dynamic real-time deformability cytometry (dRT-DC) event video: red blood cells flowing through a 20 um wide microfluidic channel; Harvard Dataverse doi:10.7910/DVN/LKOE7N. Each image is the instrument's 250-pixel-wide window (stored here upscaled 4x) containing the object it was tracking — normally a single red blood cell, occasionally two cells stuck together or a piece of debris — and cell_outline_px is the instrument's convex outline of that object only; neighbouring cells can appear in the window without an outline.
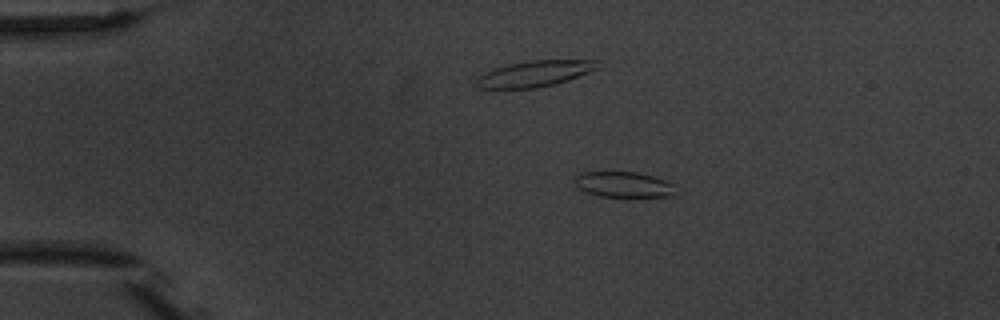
{"species": "common noctule bat (a hibernating species)", "species_latin": "Nyctalus noctula", "temperature_condition": "warm", "stored_images_in_passage": 7, "camera_frame_rate_fps": 3000, "um_per_image_px": 0.085, "animal": {"sex": "male", "body_mass_g": 20.1, "forearm_length_mm": 53.5}, "frame": {"image": 1, "passage_image": 2, "time_ms": 1.333, "image_size_px": [1000, 320], "cell_outline_px": [[676, 184], [672, 196], [600, 196], [584, 192], [576, 184], [576, 176], [580, 172], [636, 172], [652, 176]], "centroid_in_image_um": [53.0, 15.68], "position_along_channel_um": 32.0, "area_um2": 14.8}}
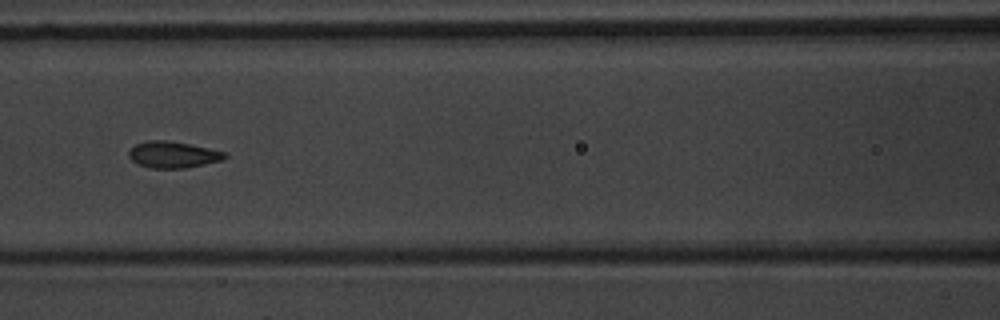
{"frame": {"image": 2, "passage_image": 6, "time_ms": 6.0, "image_size_px": [1000, 320], "cell_outline_px": [[228, 156], [220, 160], [184, 168], [148, 168], [132, 160], [128, 156], [128, 152], [136, 144], [148, 140], [168, 140], [228, 152]], "centroid_in_image_um": [14.69, 13.14], "position_along_channel_um": 151.9, "area_um2": 14.62}}
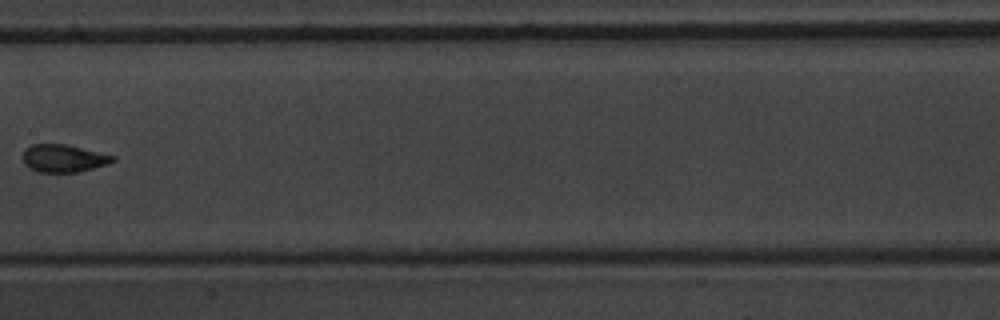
{"frame": {"image": 3, "passage_image": 7, "time_ms": 7.333, "image_size_px": [1000, 320], "cell_outline_px": [[116, 160], [108, 164], [76, 172], [36, 172], [28, 168], [24, 164], [24, 148], [32, 144], [64, 144], [116, 156]], "centroid_in_image_um": [5.38, 13.46], "position_along_channel_um": 202.0, "area_um2": 14.45}}